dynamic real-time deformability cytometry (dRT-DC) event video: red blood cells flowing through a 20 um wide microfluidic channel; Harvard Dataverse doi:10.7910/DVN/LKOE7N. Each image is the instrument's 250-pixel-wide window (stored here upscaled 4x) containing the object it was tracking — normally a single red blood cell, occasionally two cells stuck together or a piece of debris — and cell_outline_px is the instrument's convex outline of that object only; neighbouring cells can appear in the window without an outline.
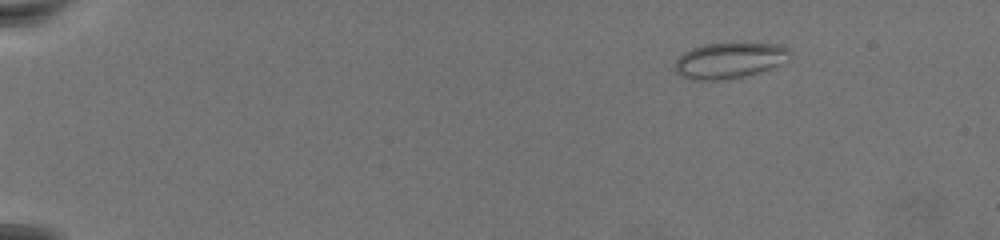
{"species": "common noctule bat (a hibernating species)", "species_latin": "Nyctalus noctula", "temperature_condition": "warm", "stored_images_in_passage": 65, "camera_frame_rate_fps": 3000, "um_per_image_px": 0.085, "animal": {"sex": "female", "body_mass_g": 19.5, "forearm_length_mm": 54.1}, "frame": {"image": 1, "passage_image": 2, "time_ms": 0.333, "image_size_px": [1000, 240], "cell_outline_px": [[792, 56], [788, 60], [768, 68], [744, 76], [724, 80], [692, 80], [676, 72], [676, 60], [684, 52], [692, 48], [704, 44], [784, 44], [792, 48]], "centroid_in_image_um": [62.05, 5.13], "position_along_channel_um": 23.0, "area_um2": 23.76}}
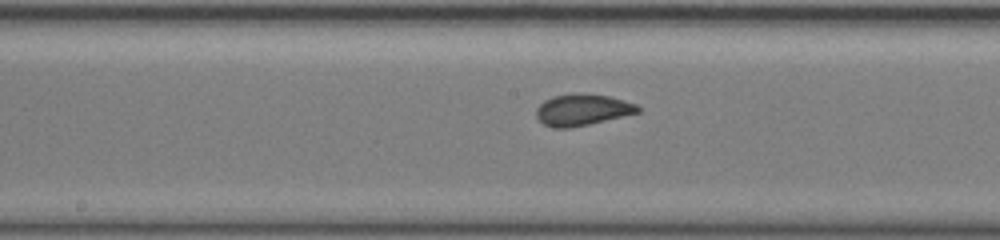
{"frame": {"image": 2, "passage_image": 33, "time_ms": 10.667, "image_size_px": [1000, 240], "cell_outline_px": [[640, 112], [588, 124], [568, 128], [552, 128], [544, 124], [536, 116], [536, 108], [544, 100], [552, 96], [608, 96], [624, 100], [636, 104], [640, 108]], "centroid_in_image_um": [49.48, 9.38], "position_along_channel_um": 198.7, "area_um2": 17.8}}
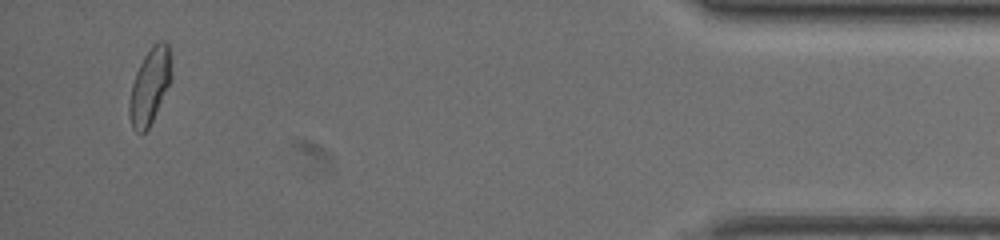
{"frame": {"image": 3, "passage_image": 62, "time_ms": 20.333, "image_size_px": [1000, 240], "cell_outline_px": [[168, 84], [152, 120], [148, 128], [140, 136], [132, 128], [128, 116], [128, 104], [132, 84], [136, 72], [144, 56], [152, 44], [160, 40], [164, 40], [168, 44]], "centroid_in_image_um": [12.64, 7.38], "position_along_channel_um": 422.6, "area_um2": 17.8}}